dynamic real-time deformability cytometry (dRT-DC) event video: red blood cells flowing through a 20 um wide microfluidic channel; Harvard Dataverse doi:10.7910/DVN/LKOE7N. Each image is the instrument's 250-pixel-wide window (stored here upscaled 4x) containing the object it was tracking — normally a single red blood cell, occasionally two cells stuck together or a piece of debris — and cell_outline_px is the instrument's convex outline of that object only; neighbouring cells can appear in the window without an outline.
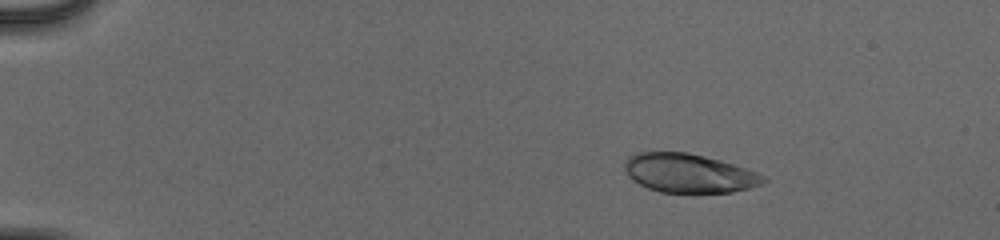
{"species": "human", "species_latin": "Homo sapiens", "temperature_condition": "cold", "stored_images_in_passage": 45, "camera_frame_rate_fps": 3000, "um_per_image_px": 0.085, "donor": {"sex": "male"}, "frame": {"image": 1, "passage_image": 1, "time_ms": 0.0, "image_size_px": [1000, 240], "cell_outline_px": [[768, 180], [764, 184], [732, 192], [660, 192], [648, 188], [632, 180], [628, 176], [624, 168], [624, 164], [628, 156], [636, 152], [688, 152], [720, 160], [768, 176]], "centroid_in_image_um": [58.56, 14.72], "position_along_channel_um": 26.4, "area_um2": 31.5}}
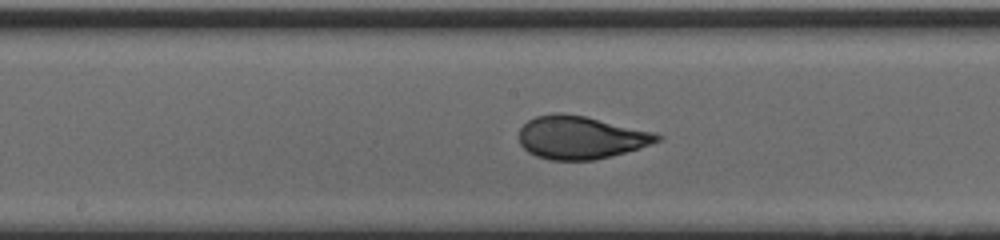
{"frame": {"image": 2, "passage_image": 22, "time_ms": 7.0, "image_size_px": [1000, 240], "cell_outline_px": [[664, 136], [660, 140], [640, 148], [592, 160], [548, 160], [536, 156], [528, 152], [520, 144], [520, 128], [528, 120], [536, 116], [552, 112], [560, 112], [584, 116], [656, 132]], "centroid_in_image_um": [49.35, 11.67], "position_along_channel_um": 198.9, "area_um2": 34.56}}
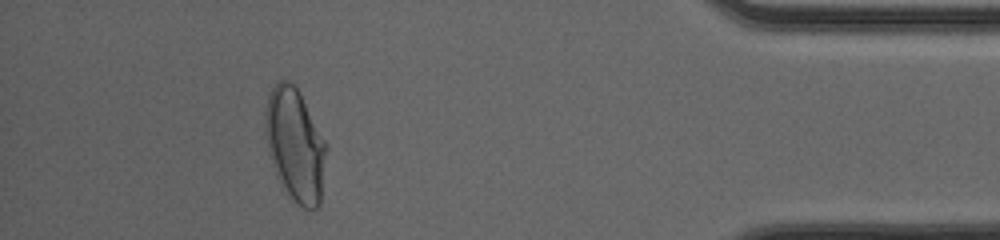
{"frame": {"image": 3, "passage_image": 41, "time_ms": 13.333, "image_size_px": [1000, 240], "cell_outline_px": [[328, 148], [320, 204], [316, 208], [304, 208], [288, 196], [280, 184], [272, 164], [268, 152], [264, 132], [264, 112], [268, 96], [272, 88], [280, 80], [288, 80], [296, 84], [328, 144]], "centroid_in_image_um": [25.09, 12.29], "position_along_channel_um": 410.1, "area_um2": 40.98}, "authors_computed_cell_mechanics": {"area_um2": 34.2754, "velocity_mm_per_s": 3.9953, "shape_relaxation_time_tau1_ms": 3.9633, "shape_relaxation_time_tau2_ms": null, "deformation_change_tau1": 0.1772, "deformation_change_tau2": null}}